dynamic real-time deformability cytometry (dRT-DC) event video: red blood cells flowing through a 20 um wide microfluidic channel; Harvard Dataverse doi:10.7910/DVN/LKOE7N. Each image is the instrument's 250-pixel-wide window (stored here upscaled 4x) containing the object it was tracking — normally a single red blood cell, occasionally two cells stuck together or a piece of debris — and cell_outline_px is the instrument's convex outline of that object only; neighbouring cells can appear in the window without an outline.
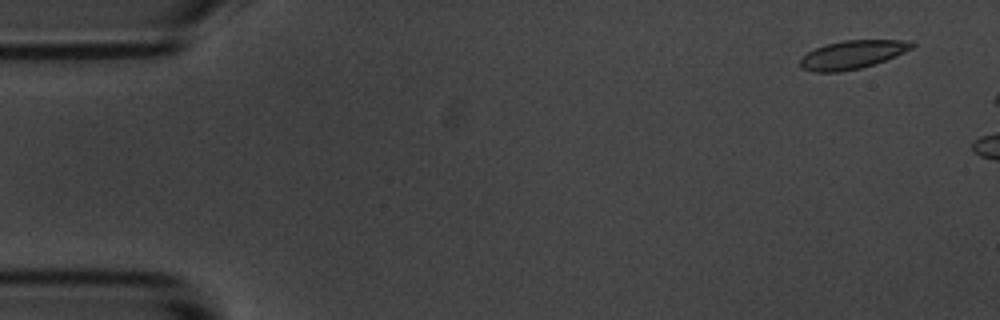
{"species": "common noctule bat (a hibernating species)", "species_latin": "Nyctalus noctula", "temperature_condition": "room temperature", "stored_images_in_passage": 3, "camera_frame_rate_fps": 3000, "um_per_image_px": 0.085, "animal": {"sex": "male", "body_mass_g": 20.1, "forearm_length_mm": 53.5}, "frame": {"image": 1, "passage_image": 1, "time_ms": 0.0, "image_size_px": [1000, 320], "cell_outline_px": [[916, 44], [912, 48], [884, 60], [860, 68], [840, 72], [812, 72], [804, 68], [800, 64], [800, 60], [808, 52], [816, 48], [828, 44], [844, 40], [912, 40]], "centroid_in_image_um": [72.46, 4.64], "position_along_channel_um": 12.5, "area_um2": 18.15}}